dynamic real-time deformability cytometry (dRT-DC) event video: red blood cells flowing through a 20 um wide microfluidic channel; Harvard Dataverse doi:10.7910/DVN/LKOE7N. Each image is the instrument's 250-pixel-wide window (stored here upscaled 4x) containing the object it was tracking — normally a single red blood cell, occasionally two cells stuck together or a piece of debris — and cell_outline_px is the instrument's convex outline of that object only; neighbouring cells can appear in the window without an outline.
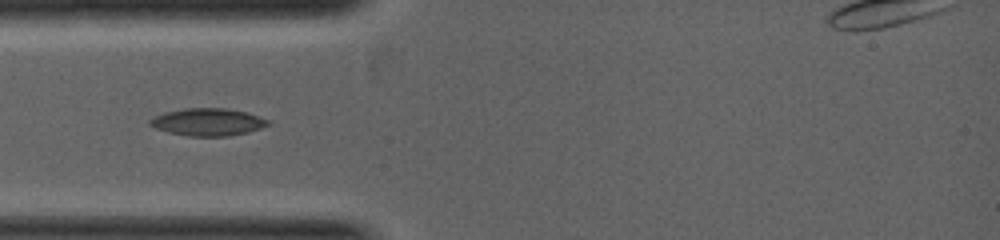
{"species": "common noctule bat (a hibernating species)", "species_latin": "Nyctalus noctula", "temperature_condition": "warm", "stored_images_in_passage": 36, "camera_frame_rate_fps": 5000, "um_per_image_px": 0.085, "animal": {"sex": "female", "body_mass_g": 19.0, "forearm_length_mm": 53.3}, "frame": {"image": 1, "passage_image": 5, "time_ms": 0.4, "image_size_px": [1000, 240], "cell_outline_px": [[272, 124], [248, 132], [228, 136], [188, 136], [168, 132], [156, 128], [148, 124], [148, 120], [164, 112], [184, 108], [228, 108], [248, 112], [272, 120]], "centroid_in_image_um": [17.71, 10.36], "position_along_channel_um": 67.3, "area_um2": 19.13}}
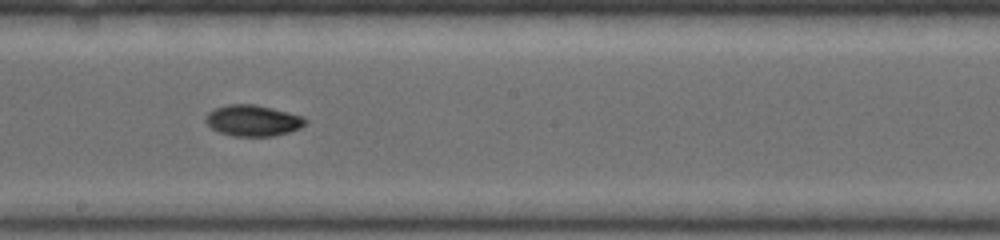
{"frame": {"image": 2, "passage_image": 22, "time_ms": 2.4, "image_size_px": [1000, 240], "cell_outline_px": [[308, 120], [300, 128], [288, 132], [272, 136], [232, 136], [220, 132], [212, 128], [204, 120], [204, 116], [208, 112], [216, 108], [228, 104], [256, 104], [304, 116]], "centroid_in_image_um": [21.49, 10.24], "position_along_channel_um": 226.7, "area_um2": 18.09}}
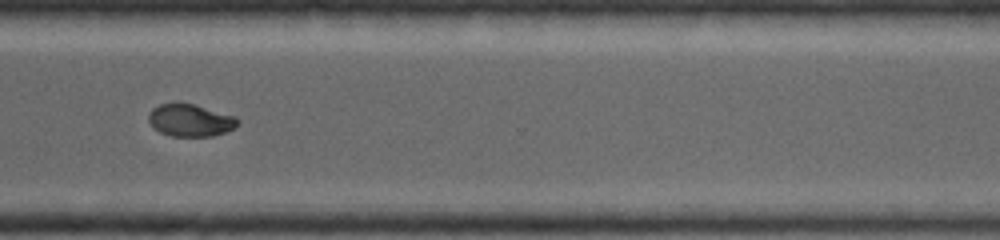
{"frame": {"image": 3, "passage_image": 35, "time_ms": 4.0, "image_size_px": [1000, 240], "cell_outline_px": [[240, 120], [232, 128], [224, 132], [212, 136], [172, 136], [160, 132], [148, 120], [148, 112], [152, 108], [160, 104], [176, 100], [192, 104], [236, 116]], "centroid_in_image_um": [16.13, 10.19], "position_along_channel_um": 354.5, "area_um2": 16.88}}